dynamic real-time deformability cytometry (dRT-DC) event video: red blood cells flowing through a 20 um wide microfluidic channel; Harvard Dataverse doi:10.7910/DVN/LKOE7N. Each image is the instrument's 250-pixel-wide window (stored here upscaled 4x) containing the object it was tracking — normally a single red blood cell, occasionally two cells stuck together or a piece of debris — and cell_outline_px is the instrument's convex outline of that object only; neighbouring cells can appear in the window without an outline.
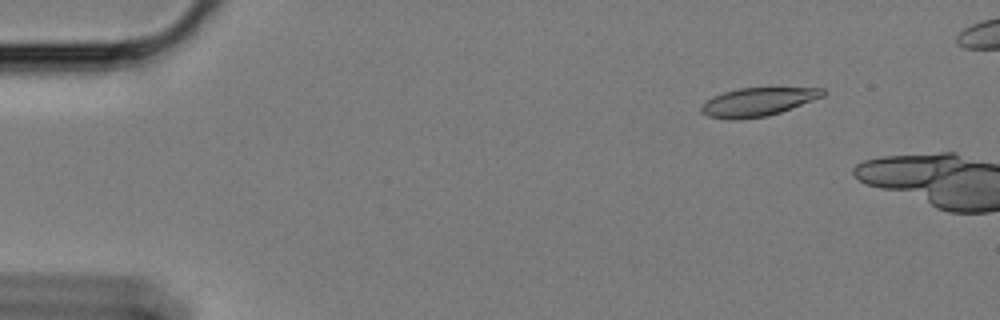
{"species": "Egyptian fruit bat (a non-hibernating species)", "species_latin": "Rousettus aegyptiacus", "temperature_condition": "cold", "stored_images_in_passage": 4, "camera_frame_rate_fps": 3000, "um_per_image_px": 0.085, "animal": {"sex": "female"}, "frame": {"image": 1, "passage_image": 1, "time_ms": 0.0, "image_size_px": [1000, 320], "cell_outline_px": [[828, 92], [824, 96], [780, 112], [768, 116], [736, 120], [732, 120], [708, 116], [700, 112], [700, 108], [712, 96], [724, 92], [740, 88], [824, 88]], "centroid_in_image_um": [64.42, 8.67], "position_along_channel_um": 20.6, "area_um2": 20.06}}